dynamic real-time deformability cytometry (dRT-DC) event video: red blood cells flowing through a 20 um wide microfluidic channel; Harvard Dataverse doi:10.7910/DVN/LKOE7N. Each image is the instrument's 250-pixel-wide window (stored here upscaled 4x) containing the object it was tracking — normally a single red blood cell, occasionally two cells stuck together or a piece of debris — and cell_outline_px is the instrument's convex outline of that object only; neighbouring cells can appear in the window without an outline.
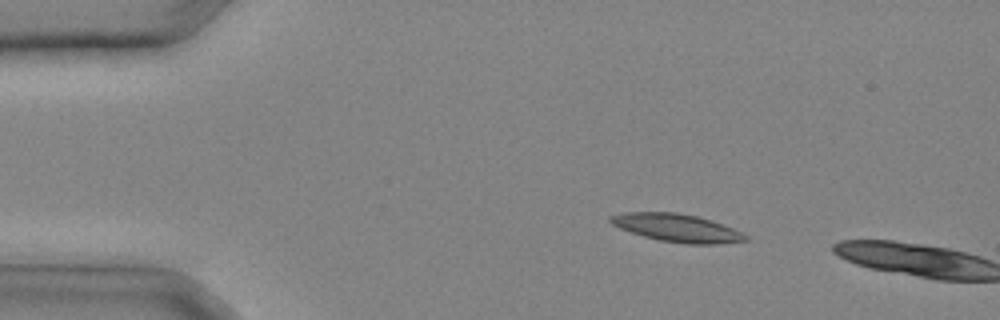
{"species": "common noctule bat (a hibernating species)", "species_latin": "Nyctalus noctula", "temperature_condition": "cold", "stored_images_in_passage": 6, "camera_frame_rate_fps": 3000, "um_per_image_px": 0.085, "animal": {"sex": "male", "body_mass_g": 20.4}, "frame": {"image": 1, "passage_image": 5, "time_ms": 1.333, "image_size_px": [1000, 320], "cell_outline_px": [[748, 240], [716, 244], [688, 244], [660, 240], [644, 236], [620, 228], [612, 224], [608, 220], [608, 216], [624, 212], [676, 212], [696, 216], [712, 220], [732, 228], [748, 236]], "centroid_in_image_um": [57.52, 19.36], "position_along_channel_um": 27.5, "area_um2": 21.79}}